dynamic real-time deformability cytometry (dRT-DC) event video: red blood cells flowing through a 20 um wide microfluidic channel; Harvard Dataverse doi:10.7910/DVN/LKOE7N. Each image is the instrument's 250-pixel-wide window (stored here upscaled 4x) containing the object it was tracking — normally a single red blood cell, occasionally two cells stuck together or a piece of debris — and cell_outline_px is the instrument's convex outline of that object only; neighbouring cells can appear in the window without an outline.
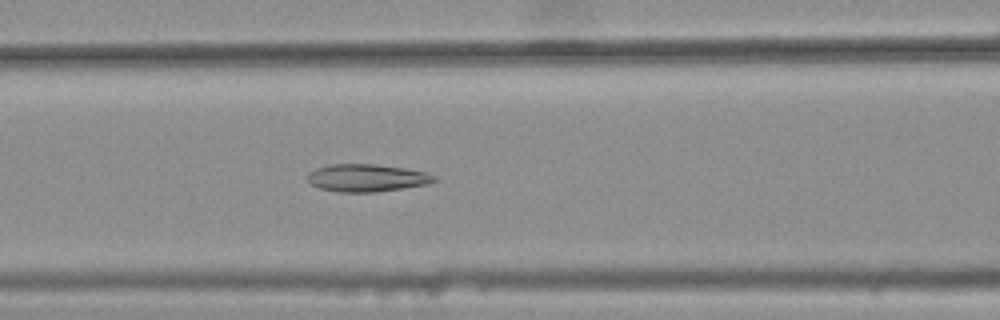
{"species": "common noctule bat (a hibernating species)", "species_latin": "Nyctalus noctula", "temperature_condition": "warm", "stored_images_in_passage": 45, "camera_frame_rate_fps": 3000, "um_per_image_px": 0.085, "animal": {"sex": "female", "body_mass_g": 25.1}, "frame": {"image": 1, "passage_image": 22, "time_ms": 7.0, "image_size_px": [1000, 320], "cell_outline_px": [[436, 180], [428, 184], [376, 192], [340, 192], [320, 188], [312, 184], [308, 180], [308, 172], [316, 168], [332, 164], [372, 164], [404, 168], [424, 172], [436, 176]], "centroid_in_image_um": [31.17, 15.12], "position_along_channel_um": 135.4, "area_um2": 20.11}}
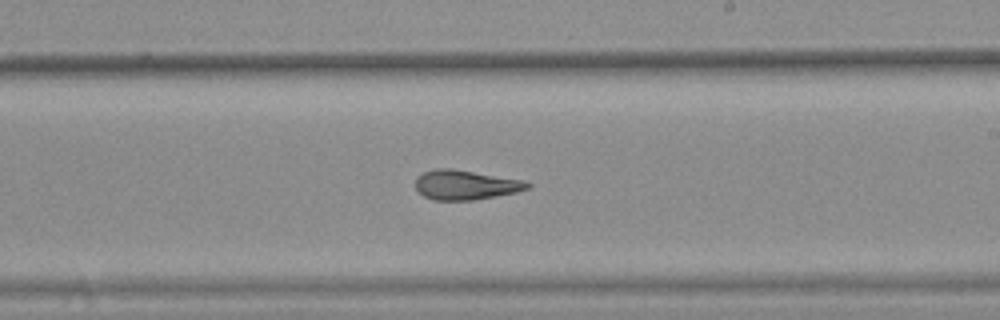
{"frame": {"image": 2, "passage_image": 31, "time_ms": 10.0, "image_size_px": [1000, 320], "cell_outline_px": [[532, 184], [528, 188], [516, 192], [472, 200], [432, 200], [424, 196], [416, 188], [416, 176], [424, 172], [436, 168], [452, 168], [520, 180]], "centroid_in_image_um": [39.51, 15.71], "position_along_channel_um": 249.5, "area_um2": 19.02}}
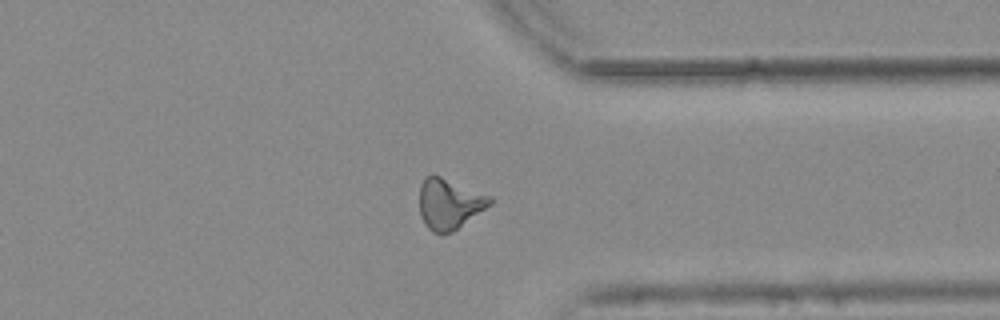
{"frame": {"image": 3, "passage_image": 41, "time_ms": 13.333, "image_size_px": [1000, 320], "cell_outline_px": [[492, 204], [452, 232], [432, 232], [424, 224], [420, 216], [420, 184], [424, 176], [440, 176], [492, 196]], "centroid_in_image_um": [38.19, 17.32], "position_along_channel_um": 373.2, "area_um2": 20.63}, "authors_computed_cell_mechanics": {"area_um2": 20.3456, "velocity_mm_per_s": 3.8066, "shape_relaxation_time_tau1_ms": null, "shape_relaxation_time_tau2_ms": 2.7256, "deformation_change_tau1": null, "deformation_change_tau2": 0.1126}}